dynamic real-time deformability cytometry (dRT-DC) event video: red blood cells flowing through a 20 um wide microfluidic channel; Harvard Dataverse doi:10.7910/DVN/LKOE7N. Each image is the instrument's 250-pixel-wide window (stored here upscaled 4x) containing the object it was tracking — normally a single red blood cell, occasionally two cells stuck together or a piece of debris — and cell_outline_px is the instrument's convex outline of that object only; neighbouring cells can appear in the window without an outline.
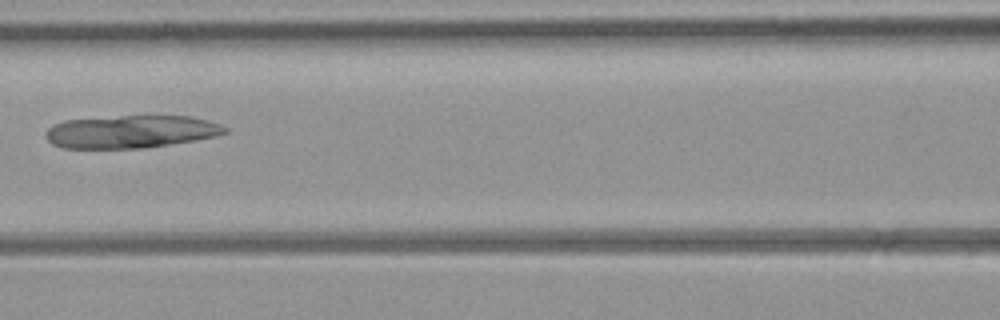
{"species": "common noctule bat (a hibernating species)", "species_latin": "Nyctalus noctula", "temperature_condition": "room temperature", "stored_images_in_passage": 4, "camera_frame_rate_fps": 3000, "um_per_image_px": 0.085, "animal": {"sex": "female", "body_mass_g": 21.9}, "frame": {"image": 1, "passage_image": 4, "time_ms": 3.333, "image_size_px": [1000, 320], "cell_outline_px": [[228, 132], [216, 136], [196, 140], [144, 148], [64, 148], [52, 144], [48, 140], [44, 132], [52, 124], [64, 120], [120, 116], [188, 116], [208, 120], [228, 128]], "centroid_in_image_um": [11.11, 11.19], "position_along_channel_um": 155.5, "area_um2": 34.22}}